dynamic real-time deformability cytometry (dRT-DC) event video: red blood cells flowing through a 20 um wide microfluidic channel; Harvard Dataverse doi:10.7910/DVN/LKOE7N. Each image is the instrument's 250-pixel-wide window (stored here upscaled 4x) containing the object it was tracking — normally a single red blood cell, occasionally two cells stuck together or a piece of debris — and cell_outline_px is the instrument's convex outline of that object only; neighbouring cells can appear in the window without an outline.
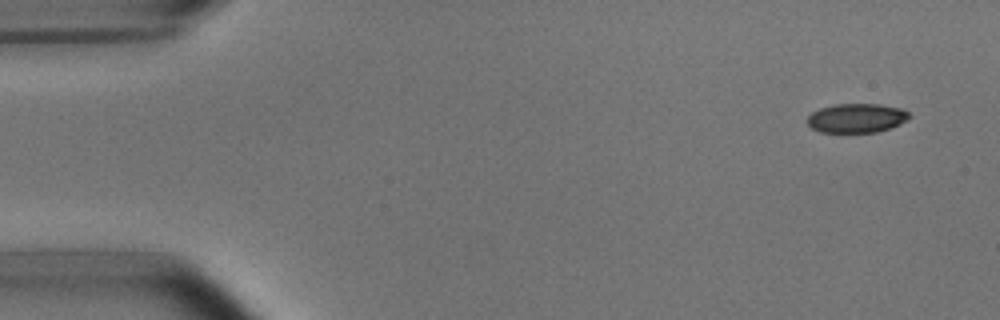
{"species": "common noctule bat (a hibernating species)", "species_latin": "Nyctalus noctula", "temperature_condition": "room temperature", "stored_images_in_passage": 4, "camera_frame_rate_fps": 3000, "um_per_image_px": 0.085, "animal": {"sex": "male", "body_mass_g": 15.6}, "frame": {"image": 1, "passage_image": 1, "time_ms": 0.0, "image_size_px": [1000, 320], "cell_outline_px": [[912, 116], [900, 124], [876, 132], [820, 132], [812, 128], [808, 124], [808, 116], [812, 112], [820, 108], [836, 104], [880, 104], [900, 108], [908, 112]], "centroid_in_image_um": [72.81, 10.03], "position_along_channel_um": 12.2, "area_um2": 17.22}}